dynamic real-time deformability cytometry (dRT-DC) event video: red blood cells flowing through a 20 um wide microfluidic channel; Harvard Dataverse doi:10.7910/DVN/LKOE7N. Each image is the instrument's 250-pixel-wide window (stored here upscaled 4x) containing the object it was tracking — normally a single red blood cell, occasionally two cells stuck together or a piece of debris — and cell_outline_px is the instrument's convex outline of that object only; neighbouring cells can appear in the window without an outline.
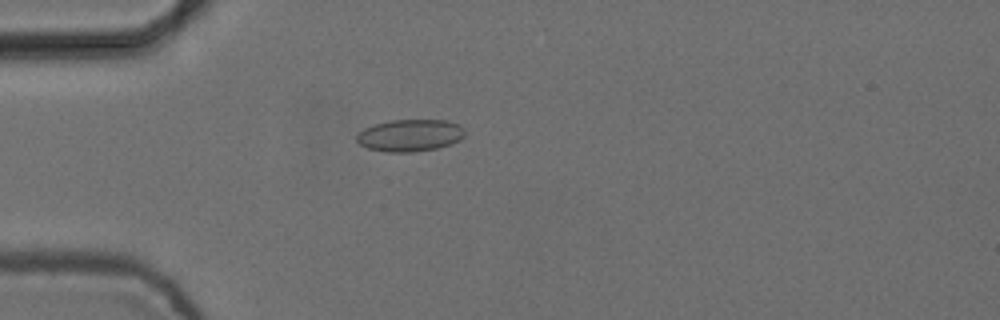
{"species": "common noctule bat (a hibernating species)", "species_latin": "Nyctalus noctula", "temperature_condition": "cold", "stored_images_in_passage": 5, "camera_frame_rate_fps": 3000, "um_per_image_px": 0.085, "animal": {"sex": "female", "body_mass_g": 24.6, "forearm_length_mm": 56.2}, "frame": {"image": 1, "passage_image": 5, "time_ms": 1.333, "image_size_px": [1000, 320], "cell_outline_px": [[464, 136], [460, 140], [452, 144], [436, 148], [412, 152], [384, 152], [368, 148], [360, 144], [356, 140], [356, 136], [364, 128], [388, 120], [444, 120], [460, 124], [464, 128]], "centroid_in_image_um": [34.86, 11.5], "position_along_channel_um": 50.1, "area_um2": 20.29}}